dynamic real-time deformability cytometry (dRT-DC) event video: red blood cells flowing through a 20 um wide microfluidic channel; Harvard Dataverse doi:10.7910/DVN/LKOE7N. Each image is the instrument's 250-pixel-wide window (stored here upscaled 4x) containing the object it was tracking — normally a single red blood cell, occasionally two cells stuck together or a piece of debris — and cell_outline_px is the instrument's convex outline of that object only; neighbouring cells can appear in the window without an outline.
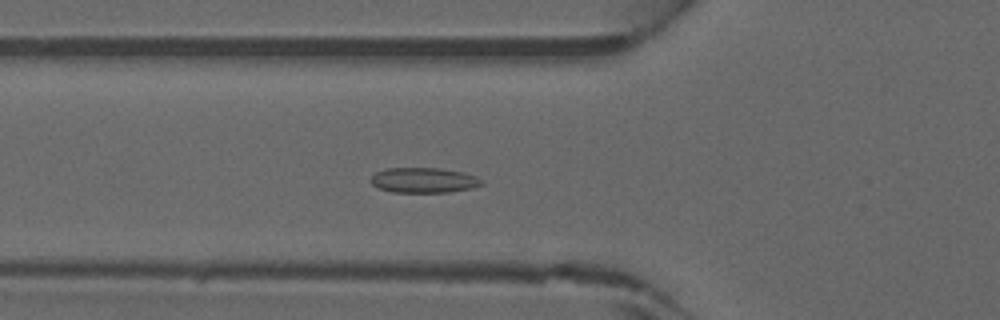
{"species": "common noctule bat (a hibernating species)", "species_latin": "Nyctalus noctula", "temperature_condition": "warm", "stored_images_in_passage": 45, "camera_frame_rate_fps": 3000, "um_per_image_px": 0.085, "animal": {"sex": "male", "forearm_length_mm": 52.5}, "frame": {"image": 1, "passage_image": 15, "time_ms": 4.667, "image_size_px": [1000, 320], "cell_outline_px": [[484, 184], [472, 188], [448, 192], [392, 192], [376, 188], [368, 180], [376, 172], [384, 168], [440, 168], [464, 172], [476, 176], [484, 180]], "centroid_in_image_um": [36.01, 15.31], "position_along_channel_um": 89.8, "area_um2": 16.53}}
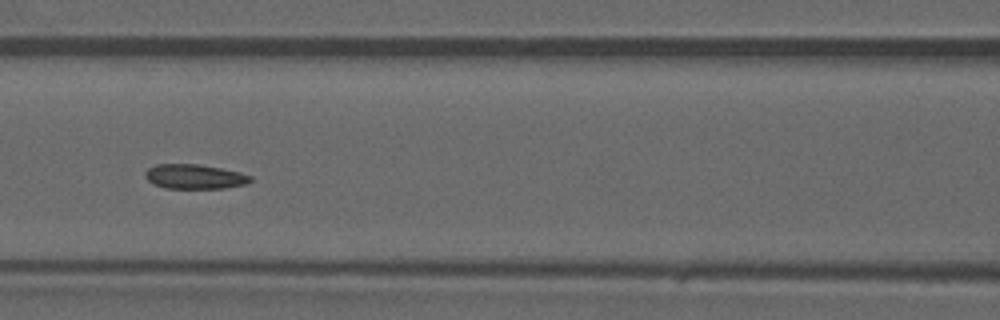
{"frame": {"image": 2, "passage_image": 19, "time_ms": 6.0, "image_size_px": [1000, 320], "cell_outline_px": [[252, 180], [248, 184], [224, 188], [164, 188], [152, 184], [144, 176], [144, 172], [148, 168], [156, 164], [196, 164], [220, 168], [240, 172], [252, 176]], "centroid_in_image_um": [16.53, 15.01], "position_along_channel_um": 150.1, "area_um2": 15.2}}
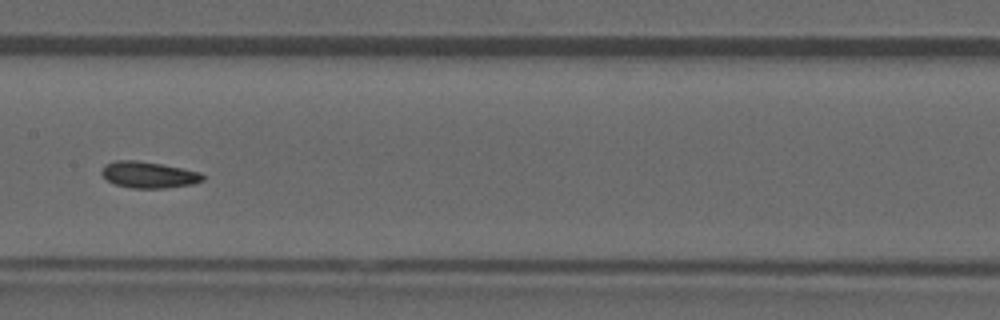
{"frame": {"image": 3, "passage_image": 22, "time_ms": 7.0, "image_size_px": [1000, 320], "cell_outline_px": [[204, 180], [192, 184], [164, 188], [132, 188], [116, 184], [108, 180], [100, 172], [104, 164], [116, 160], [136, 160], [184, 168], [200, 172], [204, 176]], "centroid_in_image_um": [12.63, 14.85], "position_along_channel_um": 194.8, "area_um2": 15.49}}